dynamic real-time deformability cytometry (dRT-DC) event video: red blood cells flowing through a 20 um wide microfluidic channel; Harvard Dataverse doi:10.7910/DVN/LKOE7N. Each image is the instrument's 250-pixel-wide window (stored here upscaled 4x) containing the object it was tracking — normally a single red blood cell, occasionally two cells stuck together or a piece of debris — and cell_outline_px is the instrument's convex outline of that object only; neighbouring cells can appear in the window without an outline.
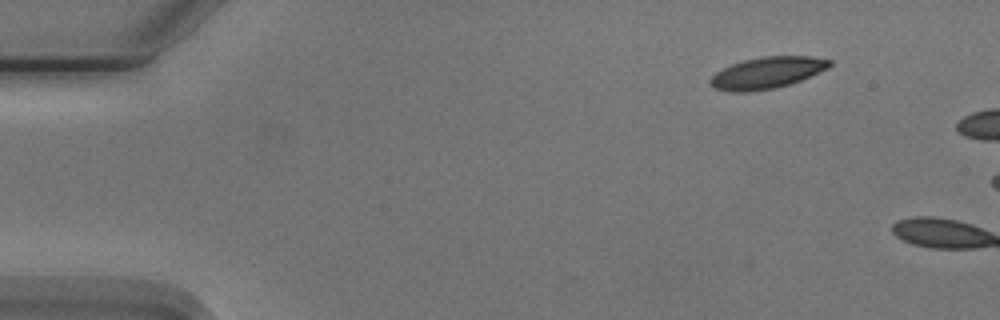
{"species": "Egyptian fruit bat (a non-hibernating species)", "species_latin": "Rousettus aegyptiacus", "temperature_condition": "cold", "stored_images_in_passage": 3, "camera_frame_rate_fps": 3000, "um_per_image_px": 0.085, "animal": {"sex": "male"}, "frame": {"image": 1, "passage_image": 3, "time_ms": 2.333, "image_size_px": [1000, 320], "cell_outline_px": [[832, 64], [828, 68], [800, 80], [788, 84], [772, 88], [748, 92], [732, 92], [712, 88], [708, 80], [716, 72], [732, 64], [744, 60], [764, 56], [812, 56], [832, 60]], "centroid_in_image_um": [65.18, 6.18], "position_along_channel_um": 19.8, "area_um2": 21.79}}